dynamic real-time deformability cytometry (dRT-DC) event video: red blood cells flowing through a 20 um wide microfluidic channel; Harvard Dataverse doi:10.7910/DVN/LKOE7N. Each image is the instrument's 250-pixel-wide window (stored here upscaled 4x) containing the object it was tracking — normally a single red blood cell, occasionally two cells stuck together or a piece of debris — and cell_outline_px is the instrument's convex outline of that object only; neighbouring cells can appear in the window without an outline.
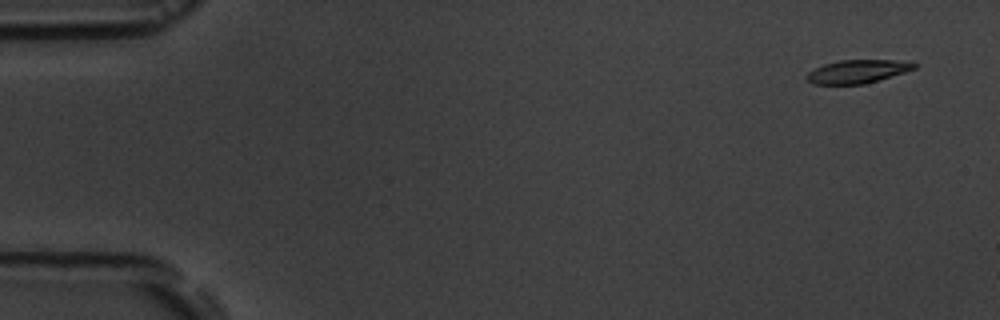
{"species": "common noctule bat (a hibernating species)", "species_latin": "Nyctalus noctula", "temperature_condition": "room temperature", "stored_images_in_passage": 2, "camera_frame_rate_fps": 3000, "um_per_image_px": 0.085, "animal": {"sex": "male", "body_mass_g": 19.5, "forearm_length_mm": 54.6}, "frame": {"image": 1, "passage_image": 1, "time_ms": 0.0, "image_size_px": [1000, 320], "cell_outline_px": [[920, 64], [916, 68], [904, 72], [864, 84], [812, 84], [804, 76], [808, 72], [824, 64], [840, 60], [892, 60]], "centroid_in_image_um": [72.86, 6.07], "position_along_channel_um": 12.1, "area_um2": 14.45}}